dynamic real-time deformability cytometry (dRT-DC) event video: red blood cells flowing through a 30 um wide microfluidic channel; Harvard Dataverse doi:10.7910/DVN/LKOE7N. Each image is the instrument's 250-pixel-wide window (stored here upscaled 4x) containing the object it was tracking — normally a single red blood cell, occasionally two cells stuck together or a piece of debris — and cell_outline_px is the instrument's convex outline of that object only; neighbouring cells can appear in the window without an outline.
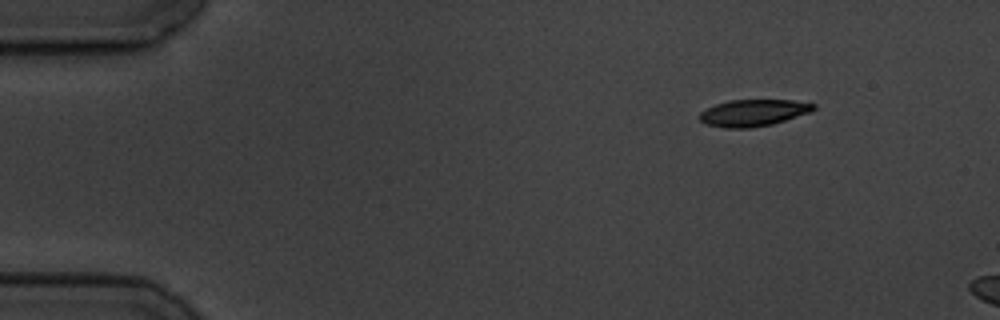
{"species": "common noctule bat (a hibernating species)", "species_latin": "Nyctalus noctula", "temperature_condition": "cold", "stored_images_in_passage": 3, "camera_frame_rate_fps": 3000, "um_per_image_px": 0.085, "animal": {"sex": "male", "body_mass_g": 19.5, "forearm_length_mm": 54.6}, "frame": {"image": 1, "passage_image": 1, "time_ms": 0.0, "image_size_px": [1000, 320], "cell_outline_px": [[816, 108], [812, 112], [772, 124], [752, 128], [724, 128], [704, 124], [700, 120], [700, 112], [716, 104], [728, 100], [792, 100], [816, 104]], "centroid_in_image_um": [64.04, 9.59], "position_along_channel_um": 21.0, "area_um2": 17.86}}